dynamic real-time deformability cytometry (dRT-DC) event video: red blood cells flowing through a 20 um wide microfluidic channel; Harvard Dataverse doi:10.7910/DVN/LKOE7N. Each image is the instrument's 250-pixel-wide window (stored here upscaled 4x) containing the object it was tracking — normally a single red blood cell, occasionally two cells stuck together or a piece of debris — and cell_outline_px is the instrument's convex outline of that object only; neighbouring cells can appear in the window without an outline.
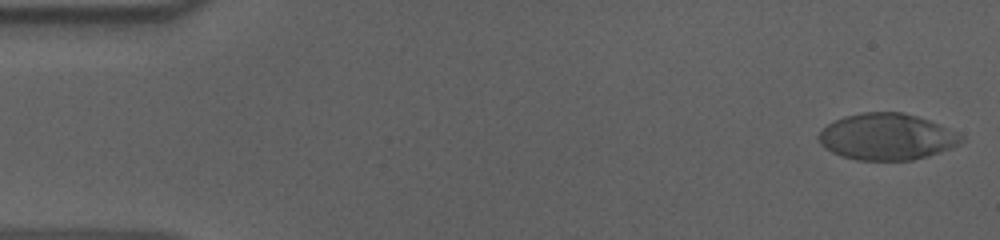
{"species": "human", "species_latin": "Homo sapiens", "temperature_condition": "cold", "stored_images_in_passage": 55, "camera_frame_rate_fps": 3000, "um_per_image_px": 0.085, "donor": {"sex": "male"}, "frame": {"image": 1, "passage_image": 1, "time_ms": 0.0, "image_size_px": [1000, 240], "cell_outline_px": [[964, 140], [960, 144], [952, 148], [928, 156], [912, 160], [856, 160], [840, 156], [824, 148], [820, 144], [816, 136], [828, 124], [844, 116], [864, 112], [900, 112], [916, 116], [940, 124], [964, 136]], "centroid_in_image_um": [75.38, 11.63], "position_along_channel_um": 9.6, "area_um2": 38.73}}
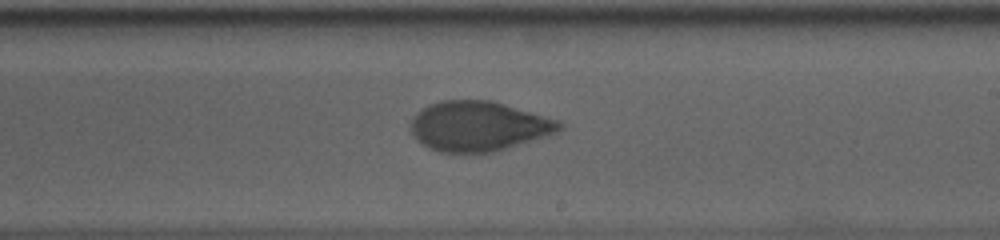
{"frame": {"image": 2, "passage_image": 32, "time_ms": 10.333, "image_size_px": [1000, 240], "cell_outline_px": [[564, 128], [560, 132], [492, 152], [440, 152], [428, 148], [420, 144], [408, 128], [412, 116], [416, 112], [428, 104], [440, 100], [488, 100], [504, 104], [560, 120], [564, 124]], "centroid_in_image_um": [40.64, 10.72], "position_along_channel_um": 248.4, "area_um2": 43.52}}
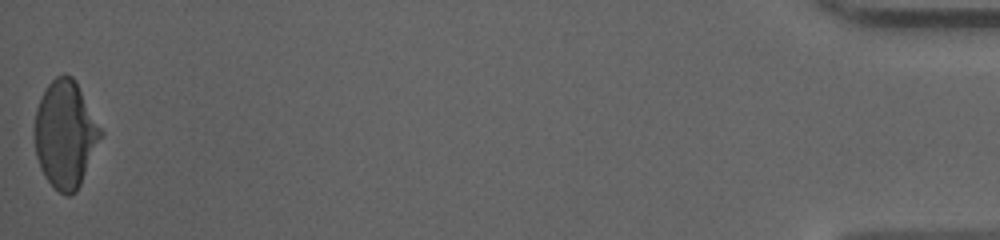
{"frame": {"image": 3, "passage_image": 55, "time_ms": 18.0, "image_size_px": [1000, 240], "cell_outline_px": [[104, 132], [80, 184], [76, 192], [68, 196], [64, 196], [44, 176], [40, 168], [36, 156], [36, 108], [48, 84], [56, 76], [64, 72], [72, 76], [76, 80]], "centroid_in_image_um": [5.58, 11.38], "position_along_channel_um": 429.6, "area_um2": 41.04}, "authors_computed_cell_mechanics": {"area_um2": 42.0784, "velocity_mm_per_s": 3.6365, "shape_relaxation_time_tau1_ms": 7.1871, "shape_relaxation_time_tau2_ms": 1.4392, "deformation_change_tau1": 0.2012, "deformation_change_tau2": 0.0602}}